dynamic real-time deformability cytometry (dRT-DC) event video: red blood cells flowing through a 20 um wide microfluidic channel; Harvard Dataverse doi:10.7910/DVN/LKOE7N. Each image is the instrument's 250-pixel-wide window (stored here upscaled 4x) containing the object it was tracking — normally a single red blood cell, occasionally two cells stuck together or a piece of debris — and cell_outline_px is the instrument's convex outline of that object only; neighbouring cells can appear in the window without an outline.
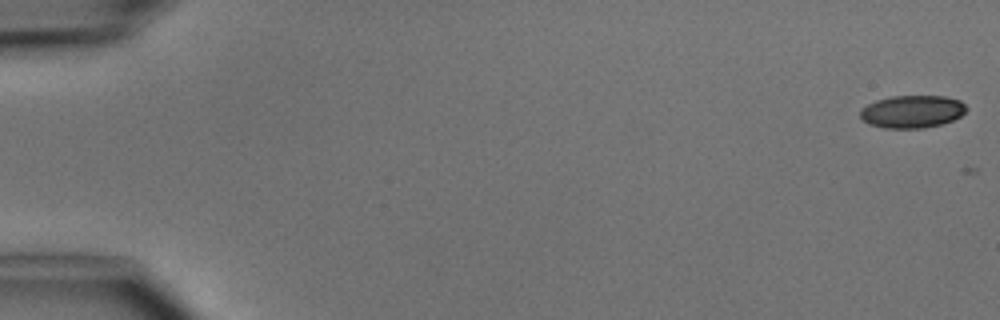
{"species": "common noctule bat (a hibernating species)", "species_latin": "Nyctalus noctula", "temperature_condition": "cold", "stored_images_in_passage": 5, "camera_frame_rate_fps": 3000, "um_per_image_px": 0.085, "animal": {"sex": "male", "body_mass_g": 15.6}, "frame": {"image": 1, "passage_image": 1, "time_ms": 0.0, "image_size_px": [1000, 320], "cell_outline_px": [[968, 108], [960, 116], [952, 120], [940, 124], [924, 128], [884, 128], [868, 124], [860, 120], [860, 108], [876, 100], [892, 96], [944, 96], [960, 100]], "centroid_in_image_um": [77.49, 9.48], "position_along_channel_um": 7.5, "area_um2": 20.29}}
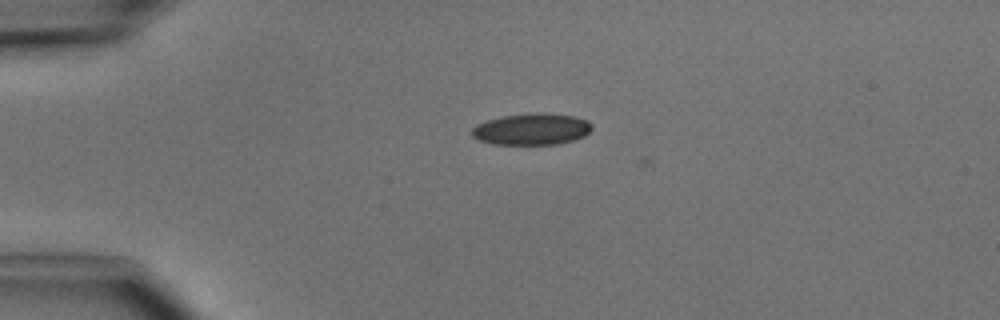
{"frame": {"image": 2, "passage_image": 4, "time_ms": 3.667, "image_size_px": [1000, 320], "cell_outline_px": [[592, 128], [584, 136], [572, 140], [556, 144], [492, 144], [480, 140], [472, 136], [472, 128], [476, 124], [488, 120], [504, 116], [528, 112], [544, 112], [576, 116], [588, 120], [592, 124]], "centroid_in_image_um": [45.21, 10.96], "position_along_channel_um": 39.8, "area_um2": 22.2}}